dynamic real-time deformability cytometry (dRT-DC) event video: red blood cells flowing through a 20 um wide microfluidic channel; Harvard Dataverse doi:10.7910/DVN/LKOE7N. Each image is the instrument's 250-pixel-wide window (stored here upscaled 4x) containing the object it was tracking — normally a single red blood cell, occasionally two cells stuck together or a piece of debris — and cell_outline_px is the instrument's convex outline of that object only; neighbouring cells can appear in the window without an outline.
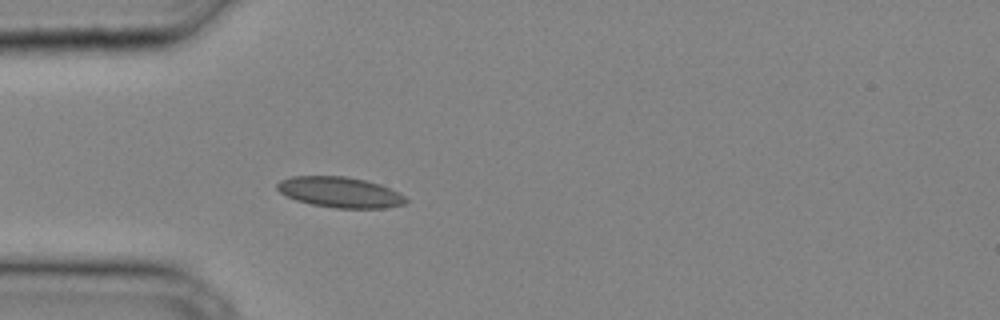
{"species": "common noctule bat (a hibernating species)", "species_latin": "Nyctalus noctula", "temperature_condition": "cold", "stored_images_in_passage": 26, "camera_frame_rate_fps": 3000, "um_per_image_px": 0.085, "animal": {"sex": "male", "body_mass_g": 20.4}, "frame": {"image": 1, "passage_image": 1, "time_ms": 0.0, "image_size_px": [1000, 320], "cell_outline_px": [[408, 200], [404, 204], [384, 208], [336, 208], [312, 204], [296, 200], [280, 192], [276, 188], [276, 184], [280, 180], [292, 176], [344, 176], [364, 180], [380, 184], [404, 196]], "centroid_in_image_um": [28.87, 16.34], "position_along_channel_um": 56.1, "area_um2": 22.72}}
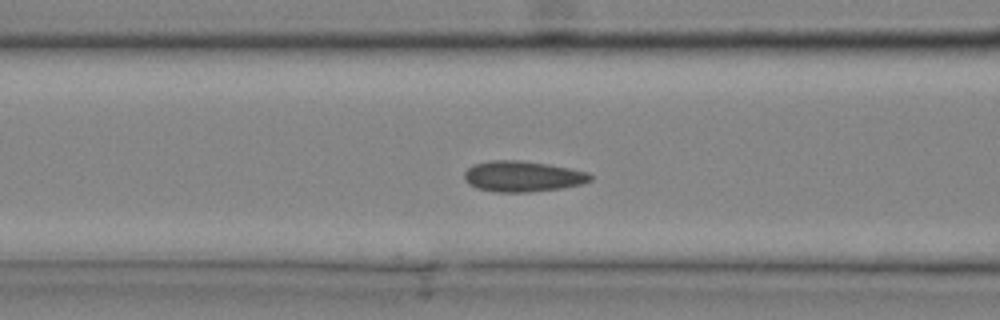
{"frame": {"image": 2, "passage_image": 5, "time_ms": 1.333, "image_size_px": [1000, 320], "cell_outline_px": [[592, 180], [580, 184], [560, 188], [528, 192], [496, 192], [476, 188], [468, 184], [464, 180], [464, 172], [472, 164], [492, 160], [520, 160], [548, 164], [588, 172], [592, 176]], "centroid_in_image_um": [44.37, 14.99], "position_along_channel_um": 122.2, "area_um2": 22.6}}